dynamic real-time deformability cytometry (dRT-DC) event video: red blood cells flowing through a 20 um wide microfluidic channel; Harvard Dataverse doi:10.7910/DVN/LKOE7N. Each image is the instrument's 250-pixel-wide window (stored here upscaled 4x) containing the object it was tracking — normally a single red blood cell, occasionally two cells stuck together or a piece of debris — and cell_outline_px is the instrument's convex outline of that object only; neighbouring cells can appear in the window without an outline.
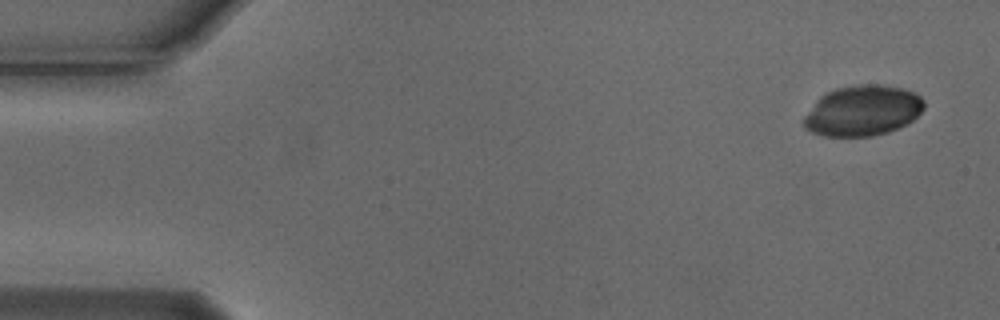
{"species": "Egyptian fruit bat (a non-hibernating species)", "species_latin": "Rousettus aegyptiacus", "temperature_condition": "cold", "stored_images_in_passage": 4, "camera_frame_rate_fps": 3000, "um_per_image_px": 0.085, "animal": {"sex": "male"}, "frame": {"image": 1, "passage_image": 1, "time_ms": 0.0, "image_size_px": [1000, 320], "cell_outline_px": [[924, 108], [908, 124], [888, 132], [872, 136], [824, 136], [812, 132], [804, 128], [804, 116], [816, 100], [820, 96], [836, 88], [856, 84], [880, 84], [900, 88], [912, 92], [920, 96], [924, 100]], "centroid_in_image_um": [73.32, 9.41], "position_along_channel_um": 11.7, "area_um2": 35.37}}